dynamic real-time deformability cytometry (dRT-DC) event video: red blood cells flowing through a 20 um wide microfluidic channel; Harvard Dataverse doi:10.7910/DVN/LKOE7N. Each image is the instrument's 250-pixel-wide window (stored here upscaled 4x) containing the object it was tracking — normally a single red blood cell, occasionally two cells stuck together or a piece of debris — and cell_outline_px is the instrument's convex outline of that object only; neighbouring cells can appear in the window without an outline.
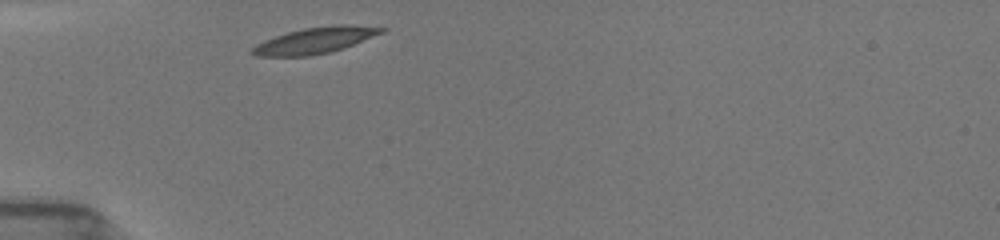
{"species": "common noctule bat (a hibernating species)", "species_latin": "Nyctalus noctula", "temperature_condition": "room temperature", "stored_images_in_passage": 30, "camera_frame_rate_fps": 3000, "um_per_image_px": 0.085, "animal": {"sex": "female", "body_mass_g": 19.5, "forearm_length_mm": 54.1}, "frame": {"image": 1, "passage_image": 1, "time_ms": 0.0, "image_size_px": [1000, 240], "cell_outline_px": [[388, 28], [384, 32], [344, 48], [332, 52], [308, 56], [256, 56], [248, 52], [256, 44], [264, 40], [288, 32], [304, 28], [332, 24], [352, 24]], "centroid_in_image_um": [26.8, 3.43], "position_along_channel_um": 58.2, "area_um2": 19.88}}
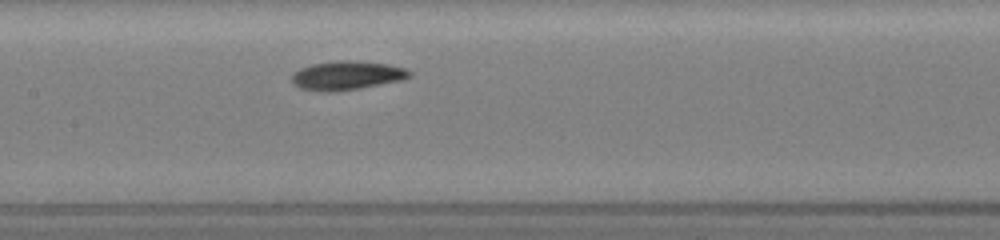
{"frame": {"image": 2, "passage_image": 11, "time_ms": 3.333, "image_size_px": [1000, 240], "cell_outline_px": [[412, 76], [404, 80], [360, 88], [336, 92], [324, 92], [300, 88], [292, 84], [292, 72], [300, 68], [312, 64], [332, 60], [356, 60], [388, 64], [404, 68], [412, 72]], "centroid_in_image_um": [29.48, 6.41], "position_along_channel_um": 177.9, "area_um2": 20.23}}
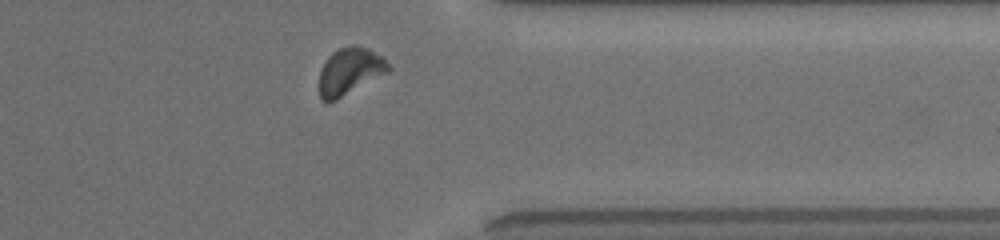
{"frame": {"image": 3, "passage_image": 27, "time_ms": 8.667, "image_size_px": [1000, 240], "cell_outline_px": [[392, 68], [388, 72], [336, 100], [328, 104], [320, 96], [320, 72], [328, 56], [332, 52], [340, 48], [352, 44], [356, 44], [368, 48], [384, 56]], "centroid_in_image_um": [29.77, 6.03], "position_along_channel_um": 381.6, "area_um2": 19.02}, "authors_computed_cell_mechanics": {"area_um2": 18.9584, "velocity_mm_per_s": 3.9021, "shape_relaxation_time_tau1_ms": 2.1967, "shape_relaxation_time_tau2_ms": 9.3561, "deformation_change_tau1": 0.1138, "deformation_change_tau2": 0.1103}}